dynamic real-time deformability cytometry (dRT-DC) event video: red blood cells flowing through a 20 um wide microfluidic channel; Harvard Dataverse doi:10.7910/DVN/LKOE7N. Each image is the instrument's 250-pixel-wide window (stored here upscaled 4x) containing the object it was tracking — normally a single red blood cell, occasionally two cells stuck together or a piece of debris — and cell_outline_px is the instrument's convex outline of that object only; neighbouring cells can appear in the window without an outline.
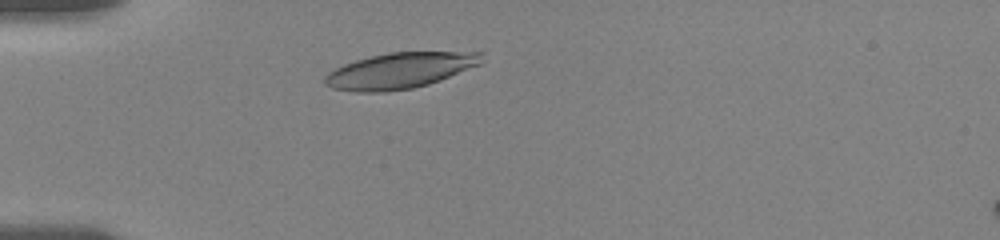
{"species": "human", "species_latin": "Homo sapiens", "temperature_condition": "room temperature", "stored_images_in_passage": 34, "camera_frame_rate_fps": 3000, "um_per_image_px": 0.085, "donor": {"sex": "female"}, "frame": {"image": 1, "passage_image": 1, "time_ms": 0.0, "image_size_px": [1000, 240], "cell_outline_px": [[484, 60], [480, 64], [440, 80], [428, 84], [412, 88], [384, 92], [356, 92], [332, 88], [324, 84], [324, 76], [328, 72], [344, 64], [356, 60], [388, 52], [484, 52]], "centroid_in_image_um": [33.98, 6.0], "position_along_channel_um": 51.0, "area_um2": 32.66}}
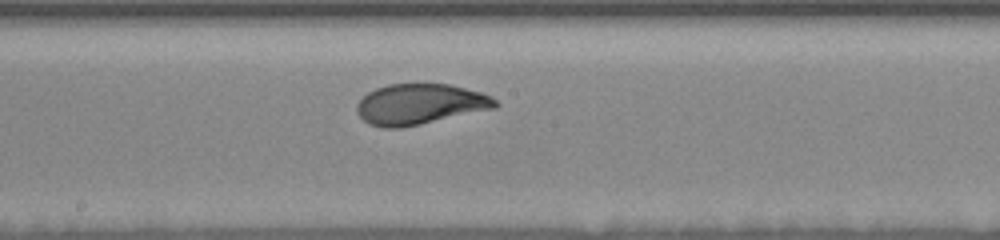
{"frame": {"image": 2, "passage_image": 16, "time_ms": 5.0, "image_size_px": [1000, 240], "cell_outline_px": [[500, 104], [496, 108], [420, 124], [400, 128], [384, 128], [368, 124], [356, 112], [356, 104], [368, 92], [376, 88], [388, 84], [416, 80], [448, 84], [480, 92], [492, 96]], "centroid_in_image_um": [35.68, 8.81], "position_along_channel_um": 212.5, "area_um2": 33.58}}
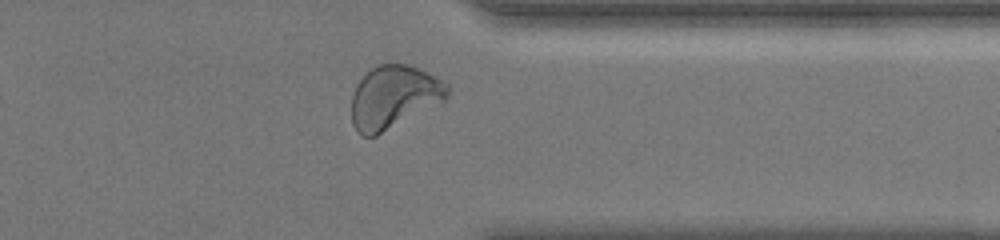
{"frame": {"image": 3, "passage_image": 30, "time_ms": 9.667, "image_size_px": [1000, 240], "cell_outline_px": [[448, 96], [444, 100], [376, 136], [360, 136], [356, 132], [352, 124], [352, 96], [356, 84], [372, 68], [380, 64], [408, 64], [428, 72], [436, 76], [448, 84]], "centroid_in_image_um": [33.45, 8.25], "position_along_channel_um": 378.0, "area_um2": 34.91}, "authors_computed_cell_mechanics": {"area_um2": 32.8882, "velocity_mm_per_s": 3.5806, "shape_relaxation_time_tau1_ms": 3.7546, "shape_relaxation_time_tau2_ms": null, "deformation_change_tau1": 0.1651, "deformation_change_tau2": null}}